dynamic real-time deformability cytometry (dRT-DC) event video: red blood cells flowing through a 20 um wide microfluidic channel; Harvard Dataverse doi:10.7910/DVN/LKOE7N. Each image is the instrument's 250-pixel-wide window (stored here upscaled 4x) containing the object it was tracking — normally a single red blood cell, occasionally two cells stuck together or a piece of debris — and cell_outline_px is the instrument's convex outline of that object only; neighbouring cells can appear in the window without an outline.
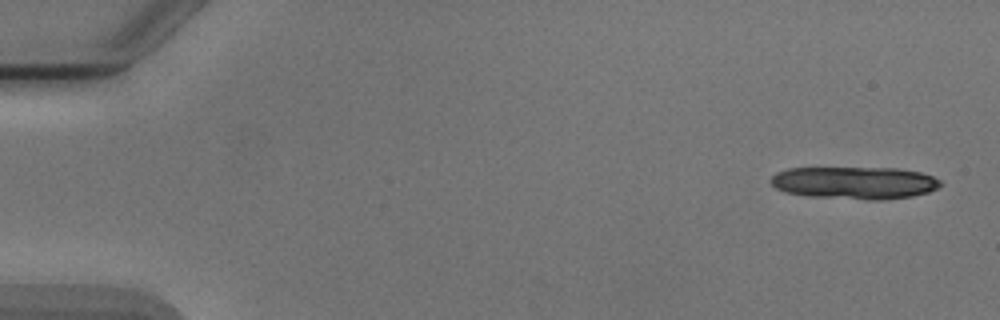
{"species": "Egyptian fruit bat (a non-hibernating species)", "species_latin": "Rousettus aegyptiacus", "temperature_condition": "cold", "stored_images_in_passage": 6, "segment_of_instrument_passage": [1, 2], "camera_frame_rate_fps": 3000, "um_per_image_px": 0.085, "animal": {"sex": "male"}, "frame": {"image": 1, "passage_image": 1, "time_ms": 0.0, "image_size_px": [1000, 320], "cell_outline_px": [[944, 184], [928, 192], [912, 196], [884, 200], [868, 200], [808, 196], [784, 192], [776, 188], [772, 184], [772, 176], [776, 172], [788, 168], [896, 168], [920, 172], [932, 176], [940, 180]], "centroid_in_image_um": [72.65, 15.54], "position_along_channel_um": 12.3, "area_um2": 32.19}}